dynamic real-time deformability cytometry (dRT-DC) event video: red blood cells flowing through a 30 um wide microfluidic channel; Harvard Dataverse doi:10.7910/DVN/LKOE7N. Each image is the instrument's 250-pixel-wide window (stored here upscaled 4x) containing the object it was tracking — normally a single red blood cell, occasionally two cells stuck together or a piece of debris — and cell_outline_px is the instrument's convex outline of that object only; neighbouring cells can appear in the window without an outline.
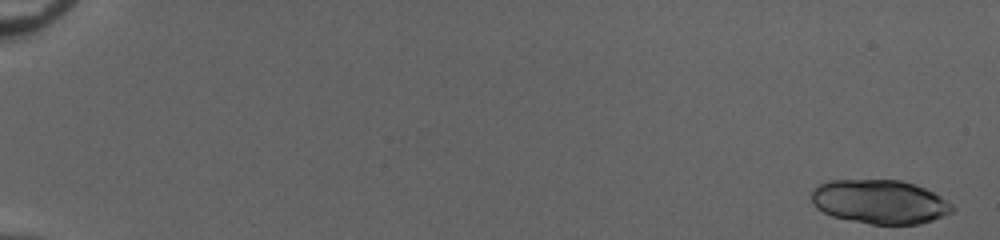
{"species": "common noctule bat (a hibernating species)", "species_latin": "Nyctalus noctula", "temperature_condition": "cold", "stored_images_in_passage": 27, "camera_frame_rate_fps": 3000, "um_per_image_px": 0.085, "animal": {"sex": "female", "body_mass_g": 20.0, "forearm_length_mm": 54.0}, "frame": {"image": 1, "passage_image": 1, "time_ms": 0.0, "image_size_px": [1000, 240], "cell_outline_px": [[956, 208], [952, 212], [932, 220], [920, 224], [872, 224], [832, 216], [816, 208], [812, 204], [812, 188], [816, 184], [828, 180], [900, 180], [916, 184], [940, 196], [952, 204]], "centroid_in_image_um": [74.76, 17.14], "position_along_channel_um": 10.2, "area_um2": 36.18}}